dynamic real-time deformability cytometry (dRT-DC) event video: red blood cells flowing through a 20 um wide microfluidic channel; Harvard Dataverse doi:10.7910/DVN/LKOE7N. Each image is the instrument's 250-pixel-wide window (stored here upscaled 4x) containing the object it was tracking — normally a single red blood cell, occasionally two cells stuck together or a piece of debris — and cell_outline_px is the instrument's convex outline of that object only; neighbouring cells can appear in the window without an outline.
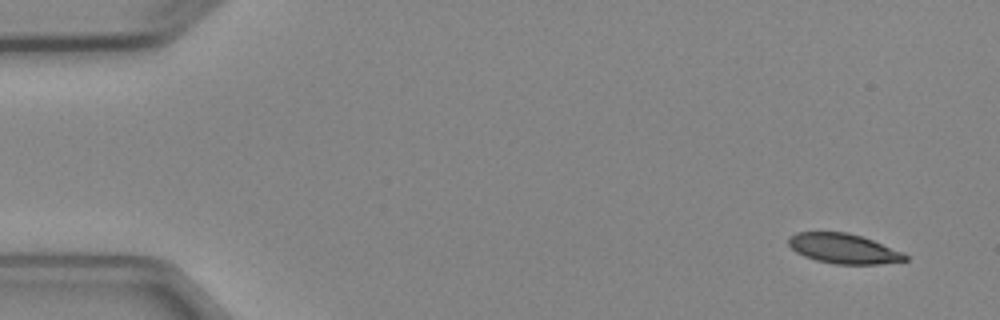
{"species": "Egyptian fruit bat (a non-hibernating species)", "species_latin": "Rousettus aegyptiacus", "temperature_condition": "cold", "stored_images_in_passage": 6, "camera_frame_rate_fps": 3000, "um_per_image_px": 0.085, "animal": {"sex": "female"}, "frame": {"image": 1, "passage_image": 1, "time_ms": 0.0, "image_size_px": [1000, 320], "cell_outline_px": [[908, 260], [880, 264], [836, 264], [816, 260], [804, 256], [796, 252], [788, 244], [788, 236], [796, 232], [848, 232], [872, 240], [904, 252], [908, 256]], "centroid_in_image_um": [71.7, 21.13], "position_along_channel_um": 13.3, "area_um2": 20.35}}
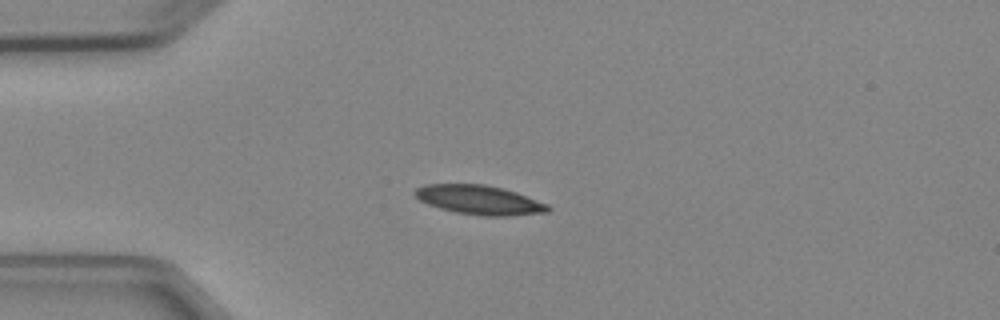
{"frame": {"image": 2, "passage_image": 4, "time_ms": 3.333, "image_size_px": [1000, 320], "cell_outline_px": [[552, 208], [548, 212], [508, 216], [484, 216], [456, 212], [440, 208], [428, 204], [420, 200], [412, 192], [416, 188], [424, 184], [484, 184], [504, 188], [516, 192], [548, 204]], "centroid_in_image_um": [40.75, 16.99], "position_along_channel_um": 44.2, "area_um2": 22.72}}
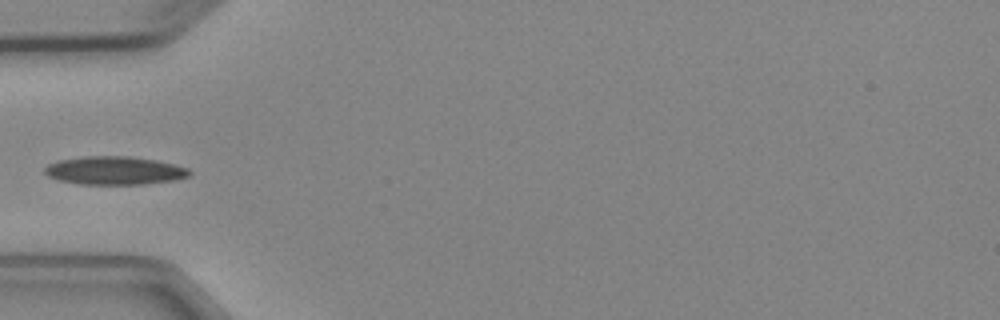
{"frame": {"image": 3, "passage_image": 5, "time_ms": 4.667, "image_size_px": [1000, 320], "cell_outline_px": [[192, 172], [188, 176], [176, 180], [144, 184], [80, 184], [60, 180], [48, 176], [44, 172], [44, 168], [48, 164], [60, 160], [88, 156], [128, 156], [156, 160], [188, 168]], "centroid_in_image_um": [9.75, 14.5], "position_along_channel_um": 75.3, "area_um2": 23.7}}